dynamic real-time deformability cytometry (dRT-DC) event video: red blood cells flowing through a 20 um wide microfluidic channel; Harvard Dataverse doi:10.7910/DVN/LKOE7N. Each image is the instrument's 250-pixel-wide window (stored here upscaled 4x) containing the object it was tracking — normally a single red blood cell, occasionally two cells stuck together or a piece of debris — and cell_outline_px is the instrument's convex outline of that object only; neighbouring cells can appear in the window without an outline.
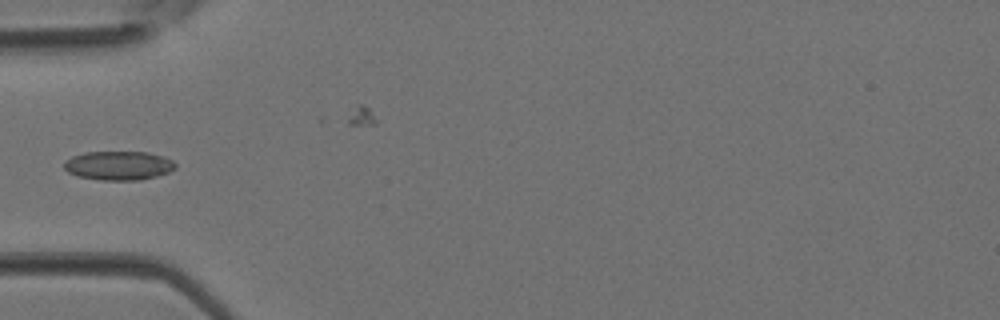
{"species": "Egyptian fruit bat (a non-hibernating species)", "species_latin": "Rousettus aegyptiacus", "temperature_condition": "room temperature", "stored_images_in_passage": 4, "camera_frame_rate_fps": 3000, "um_per_image_px": 0.085, "animal": {"sex": "female"}, "frame": {"image": 1, "passage_image": 3, "time_ms": 0.667, "image_size_px": [1000, 320], "cell_outline_px": [[176, 168], [168, 172], [156, 176], [140, 180], [100, 180], [80, 176], [68, 172], [64, 168], [64, 160], [72, 156], [84, 152], [148, 152], [164, 156], [172, 160], [176, 164]], "centroid_in_image_um": [10.08, 14.06], "position_along_channel_um": 74.9, "area_um2": 18.84}}